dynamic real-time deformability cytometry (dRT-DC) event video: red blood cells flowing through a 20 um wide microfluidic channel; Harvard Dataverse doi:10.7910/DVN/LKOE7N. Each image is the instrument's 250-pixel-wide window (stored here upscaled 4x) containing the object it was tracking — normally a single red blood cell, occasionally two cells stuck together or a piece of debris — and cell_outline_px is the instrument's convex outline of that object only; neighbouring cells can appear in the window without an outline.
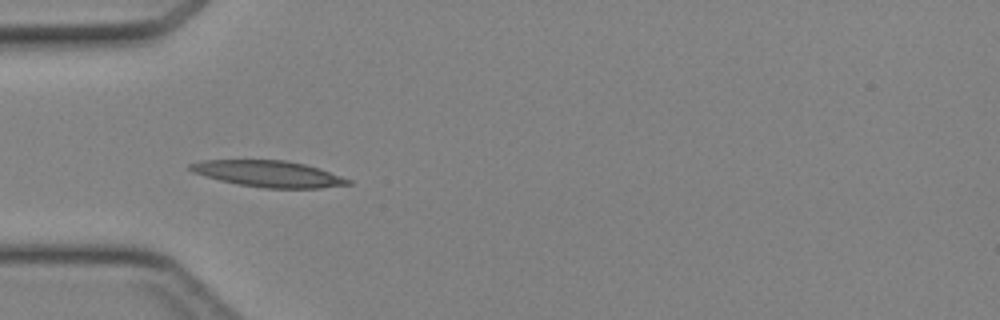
{"species": "Egyptian fruit bat (a non-hibernating species)", "species_latin": "Rousettus aegyptiacus", "temperature_condition": "cold", "stored_images_in_passage": 32, "camera_frame_rate_fps": 3000, "um_per_image_px": 0.085, "animal": {"sex": "female"}, "frame": {"image": 1, "passage_image": 1, "time_ms": 0.0, "image_size_px": [1000, 320], "cell_outline_px": [[352, 184], [320, 188], [264, 188], [236, 184], [220, 180], [192, 172], [188, 168], [188, 164], [200, 160], [284, 160], [304, 164], [352, 180]], "centroid_in_image_um": [22.77, 14.77], "position_along_channel_um": 62.2, "area_um2": 24.04}}
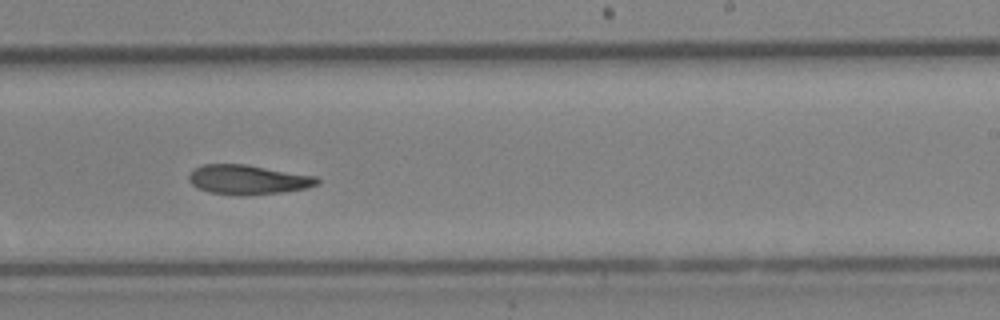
{"frame": {"image": 2, "passage_image": 15, "time_ms": 4.667, "image_size_px": [1000, 320], "cell_outline_px": [[320, 184], [308, 188], [280, 192], [240, 196], [208, 192], [196, 188], [188, 180], [188, 176], [196, 168], [204, 164], [244, 164], [316, 176], [320, 180]], "centroid_in_image_um": [21.08, 15.28], "position_along_channel_um": 267.9, "area_um2": 22.08}}
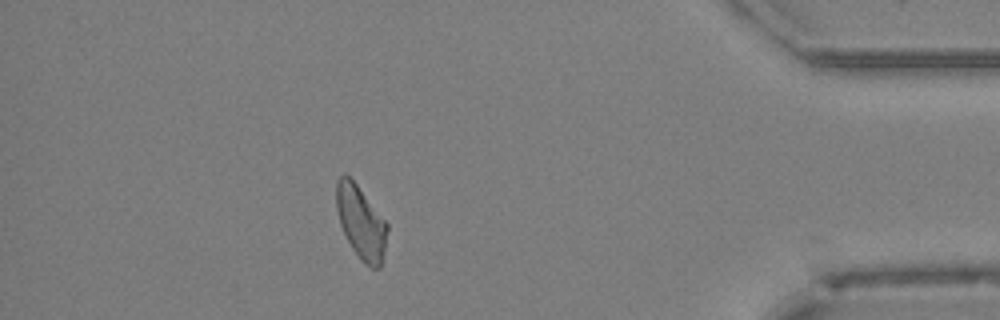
{"frame": {"image": 3, "passage_image": 27, "time_ms": 8.667, "image_size_px": [1000, 320], "cell_outline_px": [[388, 228], [380, 268], [372, 268], [364, 264], [360, 260], [352, 248], [340, 224], [336, 208], [336, 180], [344, 172], [356, 184], [388, 224]], "centroid_in_image_um": [30.66, 18.9], "position_along_channel_um": 404.5, "area_um2": 21.39}}